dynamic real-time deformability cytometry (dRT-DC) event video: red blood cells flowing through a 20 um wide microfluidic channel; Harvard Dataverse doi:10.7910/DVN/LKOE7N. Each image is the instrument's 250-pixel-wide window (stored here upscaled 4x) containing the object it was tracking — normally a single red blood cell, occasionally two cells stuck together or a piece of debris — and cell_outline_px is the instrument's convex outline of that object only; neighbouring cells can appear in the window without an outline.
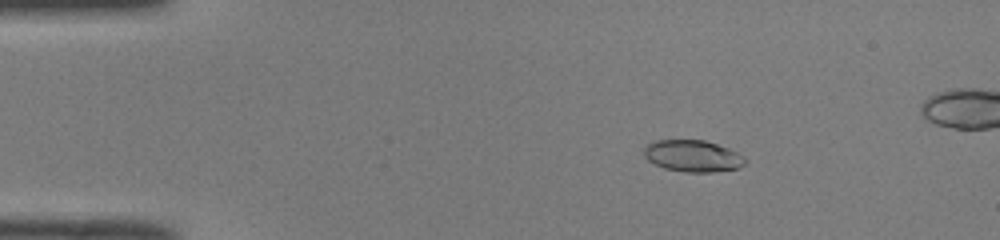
{"species": "common noctule bat (a hibernating species)", "species_latin": "Nyctalus noctula", "temperature_condition": "room temperature", "stored_images_in_passage": 49, "camera_frame_rate_fps": 3000, "um_per_image_px": 0.085, "animal": {"sex": "male", "body_mass_g": 19.0, "forearm_length_mm": 50.8}, "frame": {"image": 1, "passage_image": 9, "time_ms": 2.667, "image_size_px": [1000, 240], "cell_outline_px": [[748, 160], [740, 168], [712, 172], [684, 172], [664, 168], [648, 160], [644, 156], [644, 144], [656, 140], [704, 140], [728, 148], [744, 156]], "centroid_in_image_um": [58.88, 13.26], "position_along_channel_um": 26.1, "area_um2": 18.79}}
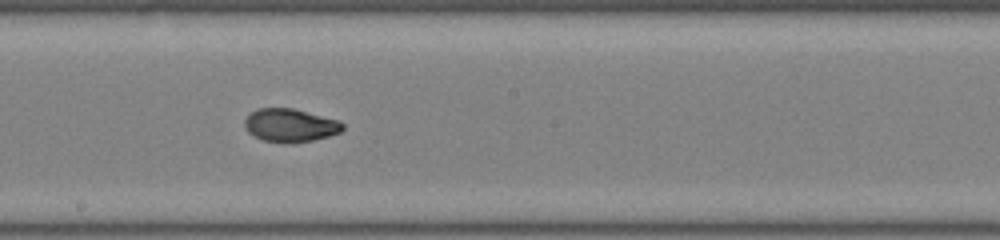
{"frame": {"image": 2, "passage_image": 29, "time_ms": 9.333, "image_size_px": [1000, 240], "cell_outline_px": [[344, 128], [340, 132], [328, 136], [312, 140], [292, 144], [264, 140], [248, 132], [244, 124], [244, 120], [256, 108], [292, 108], [340, 120], [344, 124]], "centroid_in_image_um": [24.69, 10.65], "position_along_channel_um": 223.5, "area_um2": 18.96}}
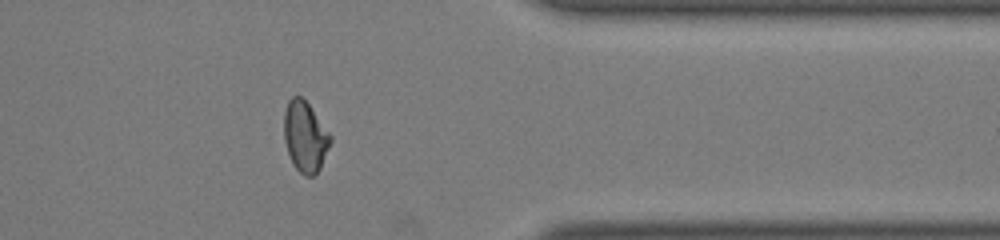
{"frame": {"image": 3, "passage_image": 42, "time_ms": 13.667, "image_size_px": [1000, 240], "cell_outline_px": [[332, 140], [320, 168], [312, 176], [304, 176], [292, 164], [284, 140], [284, 112], [288, 100], [292, 96], [300, 96], [308, 104], [332, 136]], "centroid_in_image_um": [25.93, 11.62], "position_along_channel_um": 385.5, "area_um2": 18.96}}